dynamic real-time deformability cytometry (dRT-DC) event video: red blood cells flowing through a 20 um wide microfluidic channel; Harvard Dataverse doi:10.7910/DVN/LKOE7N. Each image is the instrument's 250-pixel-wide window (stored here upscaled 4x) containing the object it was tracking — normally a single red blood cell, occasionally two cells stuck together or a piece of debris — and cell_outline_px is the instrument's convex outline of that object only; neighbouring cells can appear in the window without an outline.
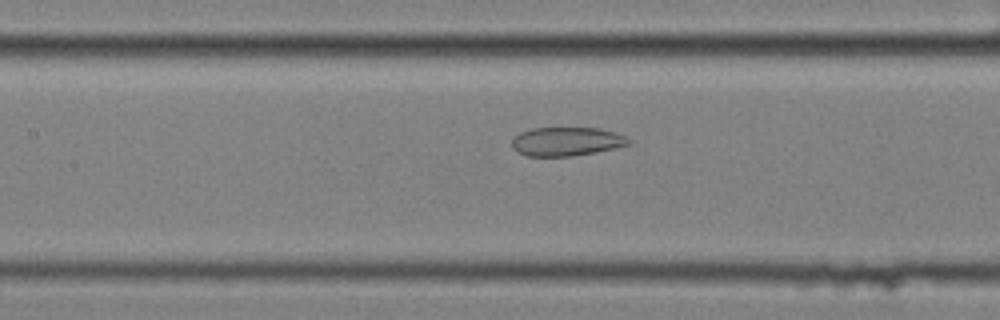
{"species": "common noctule bat (a hibernating species)", "species_latin": "Nyctalus noctula", "temperature_condition": "cold", "stored_images_in_passage": 59, "camera_frame_rate_fps": 3000, "um_per_image_px": 0.085, "animal": {"sex": "female", "body_mass_g": 25.1}, "frame": {"image": 1, "passage_image": 27, "time_ms": 8.667, "image_size_px": [1000, 320], "cell_outline_px": [[632, 144], [572, 156], [528, 156], [516, 152], [512, 148], [512, 140], [520, 132], [532, 128], [600, 128], [624, 136], [632, 140]], "centroid_in_image_um": [48.12, 12.02], "position_along_channel_um": 159.3, "area_um2": 19.42}}
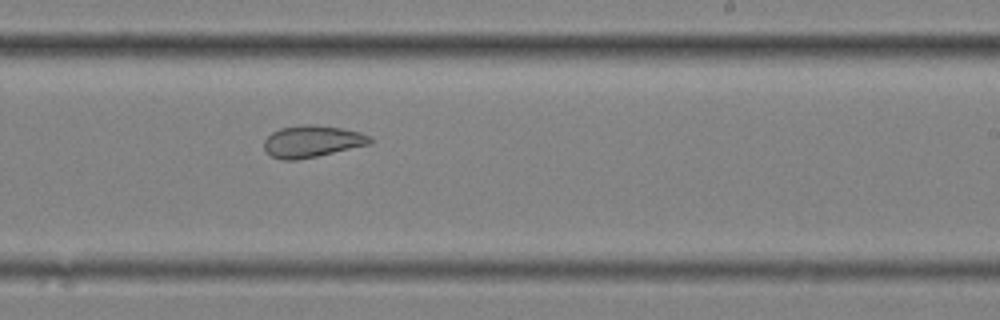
{"frame": {"image": 2, "passage_image": 36, "time_ms": 11.667, "image_size_px": [1000, 320], "cell_outline_px": [[372, 144], [316, 156], [296, 160], [280, 160], [272, 156], [264, 148], [264, 140], [272, 132], [280, 128], [304, 124], [312, 124], [340, 128], [360, 132], [368, 136], [372, 140]], "centroid_in_image_um": [26.51, 12.02], "position_along_channel_um": 262.5, "area_um2": 19.54}}
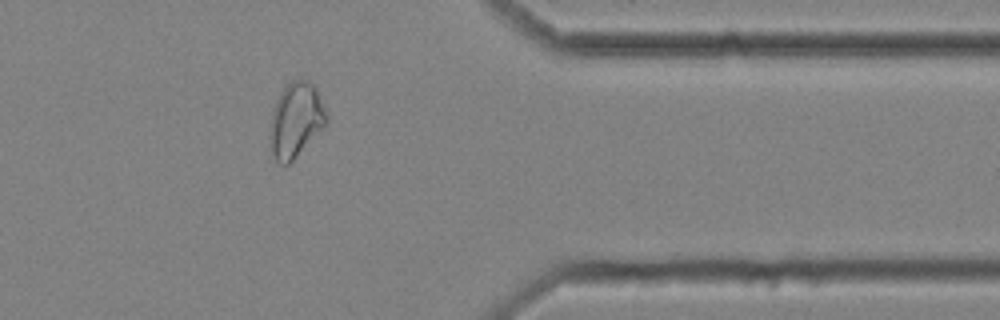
{"frame": {"image": 3, "passage_image": 48, "time_ms": 15.667, "image_size_px": [1000, 320], "cell_outline_px": [[328, 120], [324, 128], [288, 164], [280, 164], [276, 160], [272, 152], [268, 136], [272, 108], [280, 92], [292, 80], [308, 80], [316, 88], [324, 108]], "centroid_in_image_um": [25.12, 10.21], "position_along_channel_um": 386.3, "area_um2": 24.57}, "authors_computed_cell_mechanics": {"area_um2": 25.3164, "velocity_mm_per_s": 3.4523, "shape_relaxation_time_tau1_ms": null, "shape_relaxation_time_tau2_ms": 2.4479, "deformation_change_tau1": null, "deformation_change_tau2": 0.0887}}